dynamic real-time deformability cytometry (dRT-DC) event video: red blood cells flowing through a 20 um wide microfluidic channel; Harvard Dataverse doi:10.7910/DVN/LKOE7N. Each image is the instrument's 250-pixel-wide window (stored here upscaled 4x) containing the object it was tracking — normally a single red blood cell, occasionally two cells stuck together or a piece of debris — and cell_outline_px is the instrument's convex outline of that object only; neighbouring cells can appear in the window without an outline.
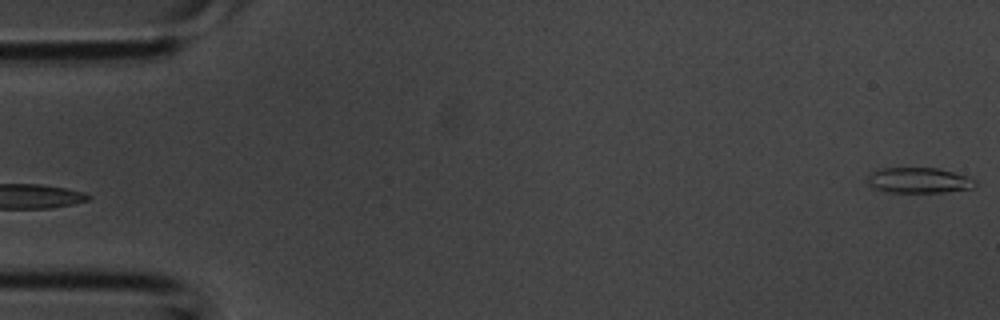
{"species": "common noctule bat (a hibernating species)", "species_latin": "Nyctalus noctula", "temperature_condition": "room temperature", "stored_images_in_passage": 2, "camera_frame_rate_fps": 3000, "um_per_image_px": 0.085, "animal": {"sex": "male", "body_mass_g": 20.1, "forearm_length_mm": 53.5}, "frame": {"image": 1, "passage_image": 2, "time_ms": 0.333, "image_size_px": [1000, 320], "cell_outline_px": [[976, 184], [972, 188], [944, 192], [888, 192], [876, 188], [868, 184], [868, 176], [872, 172], [884, 168], [936, 168], [968, 176], [976, 180]], "centroid_in_image_um": [78.13, 15.33], "position_along_channel_um": 6.9, "area_um2": 15.78}}